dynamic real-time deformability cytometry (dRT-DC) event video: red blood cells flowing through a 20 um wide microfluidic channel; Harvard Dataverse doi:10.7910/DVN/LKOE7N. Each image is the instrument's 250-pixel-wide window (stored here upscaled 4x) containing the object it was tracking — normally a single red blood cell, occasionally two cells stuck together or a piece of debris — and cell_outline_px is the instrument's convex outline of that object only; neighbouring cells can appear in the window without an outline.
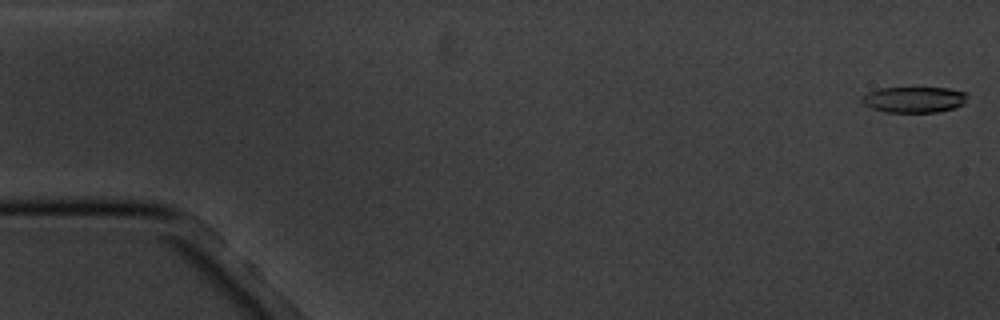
{"species": "common noctule bat (a hibernating species)", "species_latin": "Nyctalus noctula", "temperature_condition": "cold", "stored_images_in_passage": 4, "camera_frame_rate_fps": 3000, "um_per_image_px": 0.085, "animal": {"sex": "male", "body_mass_g": 20.1, "forearm_length_mm": 53.5}, "frame": {"image": 1, "passage_image": 1, "time_ms": 0.0, "image_size_px": [1000, 320], "cell_outline_px": [[968, 96], [964, 104], [940, 112], [884, 112], [872, 108], [864, 104], [860, 100], [868, 92], [876, 88], [948, 88], [968, 92]], "centroid_in_image_um": [77.72, 8.46], "position_along_channel_um": 7.3, "area_um2": 16.01}}
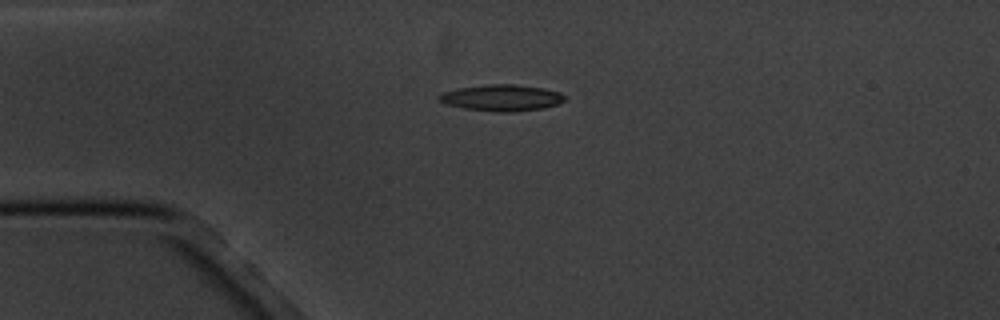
{"frame": {"image": 2, "passage_image": 4, "time_ms": 4.333, "image_size_px": [1000, 320], "cell_outline_px": [[564, 100], [556, 104], [544, 108], [504, 112], [496, 112], [464, 108], [448, 104], [440, 100], [436, 96], [440, 92], [460, 88], [484, 84], [516, 84], [544, 88], [560, 92], [564, 96]], "centroid_in_image_um": [42.62, 8.3], "position_along_channel_um": 42.4, "area_um2": 19.19}}